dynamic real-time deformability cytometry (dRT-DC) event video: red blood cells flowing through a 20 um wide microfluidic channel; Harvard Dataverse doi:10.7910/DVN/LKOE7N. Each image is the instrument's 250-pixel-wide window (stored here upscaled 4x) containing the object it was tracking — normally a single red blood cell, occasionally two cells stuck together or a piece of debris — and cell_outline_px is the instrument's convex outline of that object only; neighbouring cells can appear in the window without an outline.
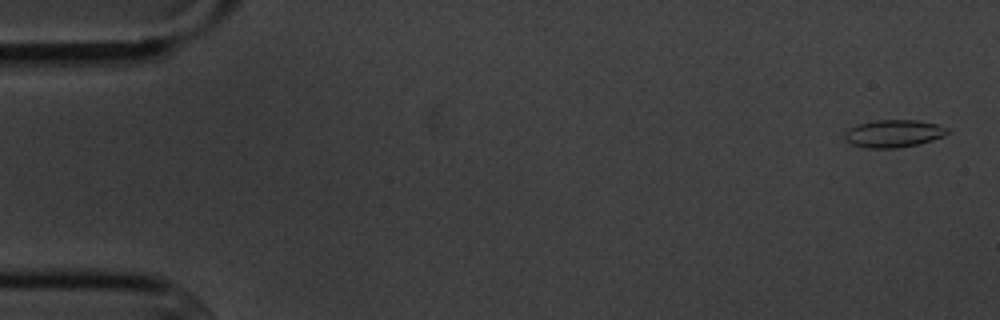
{"species": "common noctule bat (a hibernating species)", "species_latin": "Nyctalus noctula", "temperature_condition": "cold", "stored_images_in_passage": 5, "camera_frame_rate_fps": 3000, "um_per_image_px": 0.085, "animal": {"sex": "male", "body_mass_g": 20.1, "forearm_length_mm": 53.5}, "frame": {"image": 1, "passage_image": 1, "time_ms": 0.0, "image_size_px": [1000, 320], "cell_outline_px": [[948, 132], [944, 136], [920, 144], [896, 148], [868, 148], [852, 144], [844, 140], [844, 132], [848, 128], [856, 124], [876, 120], [916, 120], [936, 124], [948, 128]], "centroid_in_image_um": [75.92, 11.35], "position_along_channel_um": 9.1, "area_um2": 16.59}}